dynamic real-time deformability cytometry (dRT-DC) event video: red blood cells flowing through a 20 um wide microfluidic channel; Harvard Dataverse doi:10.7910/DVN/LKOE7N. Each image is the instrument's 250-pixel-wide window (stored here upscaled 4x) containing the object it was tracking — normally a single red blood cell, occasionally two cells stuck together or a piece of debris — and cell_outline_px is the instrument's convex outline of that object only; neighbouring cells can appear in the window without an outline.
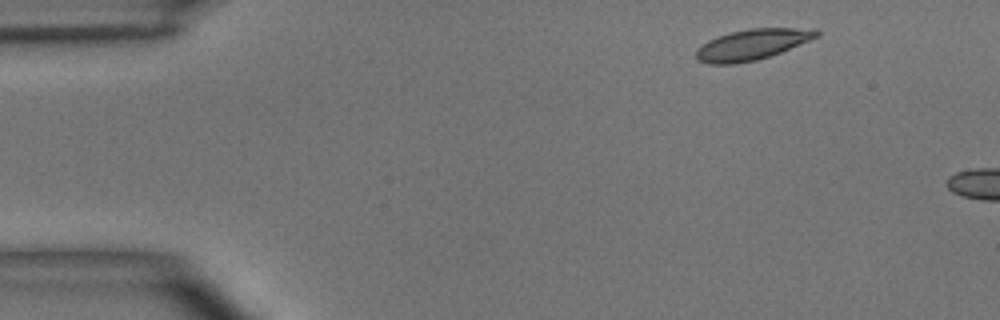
{"species": "common noctule bat (a hibernating species)", "species_latin": "Nyctalus noctula", "temperature_condition": "room temperature", "stored_images_in_passage": 3, "camera_frame_rate_fps": 3000, "um_per_image_px": 0.085, "animal": {"sex": "male", "body_mass_g": 15.6}, "frame": {"image": 1, "passage_image": 1, "time_ms": 0.0, "image_size_px": [1000, 320], "cell_outline_px": [[820, 36], [780, 52], [756, 60], [736, 64], [708, 64], [696, 60], [696, 48], [708, 40], [732, 32], [748, 28], [816, 28], [820, 32]], "centroid_in_image_um": [63.93, 3.78], "position_along_channel_um": 21.1, "area_um2": 21.56}}